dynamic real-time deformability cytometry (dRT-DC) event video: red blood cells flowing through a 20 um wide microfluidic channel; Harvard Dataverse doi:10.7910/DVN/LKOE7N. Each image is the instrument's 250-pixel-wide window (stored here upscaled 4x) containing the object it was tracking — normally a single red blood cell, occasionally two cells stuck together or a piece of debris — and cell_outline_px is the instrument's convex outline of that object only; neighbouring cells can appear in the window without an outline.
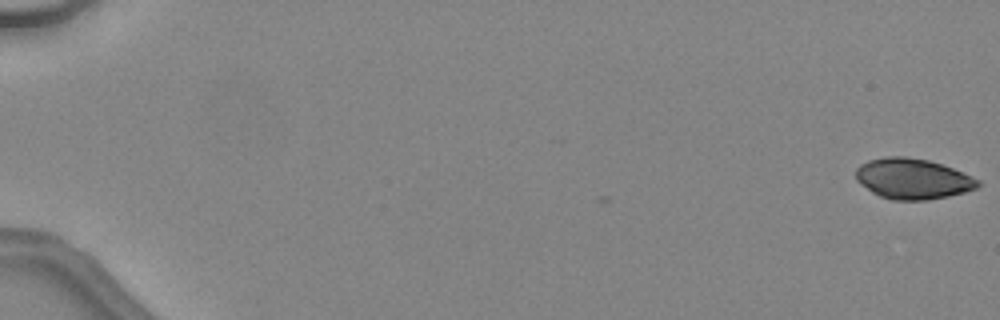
{"species": "common noctule bat (a hibernating species)", "species_latin": "Nyctalus noctula", "temperature_condition": "warm", "stored_images_in_passage": 4, "camera_frame_rate_fps": 3000, "um_per_image_px": 0.085, "animal": {"sex": "female", "body_mass_g": 24.6, "forearm_length_mm": 56.2}, "frame": {"image": 1, "passage_image": 4, "time_ms": 1.0, "image_size_px": [1000, 320], "cell_outline_px": [[980, 184], [976, 188], [964, 192], [948, 196], [924, 200], [892, 200], [880, 196], [872, 192], [860, 184], [856, 180], [856, 168], [860, 164], [868, 160], [888, 156], [904, 156], [928, 160], [952, 168], [980, 180]], "centroid_in_image_um": [77.55, 15.19], "position_along_channel_um": 7.5, "area_um2": 28.73}}